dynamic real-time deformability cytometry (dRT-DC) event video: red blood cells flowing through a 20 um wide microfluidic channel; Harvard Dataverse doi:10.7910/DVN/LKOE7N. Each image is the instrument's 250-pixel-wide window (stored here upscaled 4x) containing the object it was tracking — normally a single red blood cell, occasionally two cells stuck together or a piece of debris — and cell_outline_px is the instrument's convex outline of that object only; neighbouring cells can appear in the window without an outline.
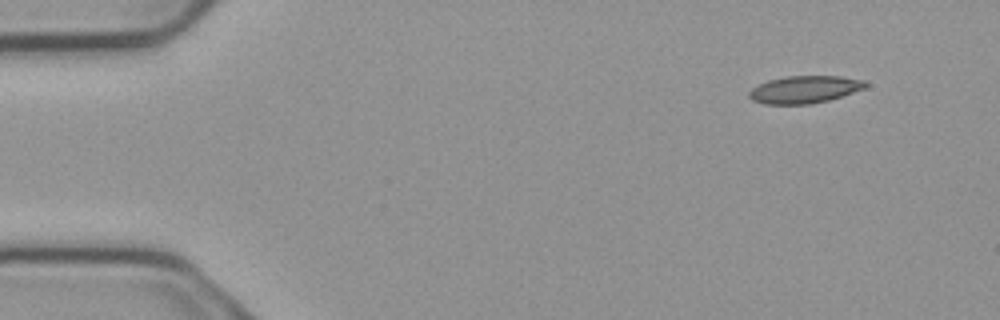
{"species": "common noctule bat (a hibernating species)", "species_latin": "Nyctalus noctula", "temperature_condition": "cold", "stored_images_in_passage": 5, "segment_of_instrument_passage": [1, 2], "camera_frame_rate_fps": 3000, "um_per_image_px": 0.085, "animal": {"sex": "male", "body_mass_g": 23.1, "forearm_length_mm": 52.7}, "frame": {"image": 1, "passage_image": 1, "time_ms": 0.0, "image_size_px": [1000, 320], "cell_outline_px": [[868, 84], [864, 88], [828, 100], [808, 104], [764, 104], [752, 100], [748, 96], [748, 92], [752, 88], [768, 80], [788, 76], [840, 76], [864, 80]], "centroid_in_image_um": [68.35, 7.6], "position_along_channel_um": 16.6, "area_um2": 18.38}}
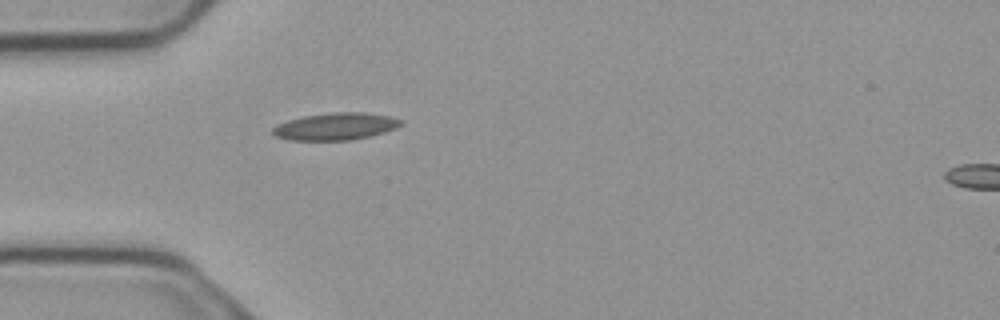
{"frame": {"image": 2, "passage_image": 4, "time_ms": 1.0, "image_size_px": [1000, 320], "cell_outline_px": [[404, 124], [396, 128], [384, 132], [352, 140], [288, 140], [276, 136], [272, 132], [272, 128], [276, 124], [288, 120], [304, 116], [332, 112], [368, 112], [388, 116], [404, 120]], "centroid_in_image_um": [28.54, 10.74], "position_along_channel_um": 56.5, "area_um2": 20.4}}